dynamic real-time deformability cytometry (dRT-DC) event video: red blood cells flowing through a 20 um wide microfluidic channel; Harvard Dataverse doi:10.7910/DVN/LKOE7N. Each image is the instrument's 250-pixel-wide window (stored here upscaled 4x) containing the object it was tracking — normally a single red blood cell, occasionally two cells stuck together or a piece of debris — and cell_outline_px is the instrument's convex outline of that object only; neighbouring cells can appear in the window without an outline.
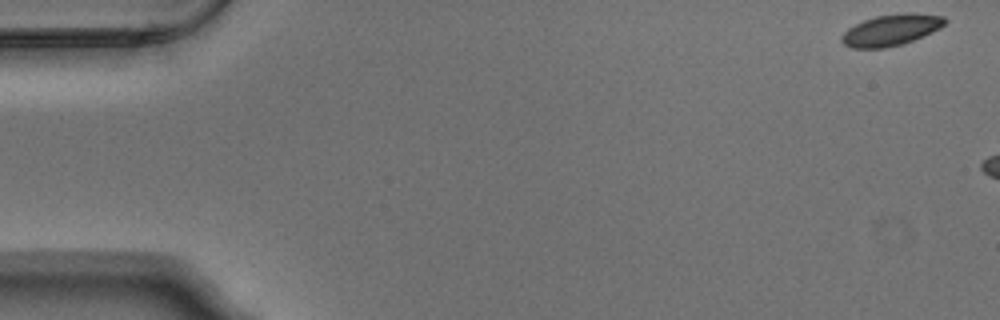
{"species": "Egyptian fruit bat (a non-hibernating species)", "species_latin": "Rousettus aegyptiacus", "temperature_condition": "warm", "stored_images_in_passage": 11, "camera_frame_rate_fps": 3000, "um_per_image_px": 0.085, "animal": {"sex": "male"}, "frame": {"image": 1, "passage_image": 1, "time_ms": 0.0, "image_size_px": [1000, 320], "cell_outline_px": [[948, 20], [940, 28], [932, 32], [912, 40], [900, 44], [884, 48], [852, 48], [844, 44], [840, 40], [840, 36], [848, 28], [864, 20], [876, 16], [904, 12], [912, 12], [944, 16]], "centroid_in_image_um": [75.74, 2.53], "position_along_channel_um": 9.3, "area_um2": 18.79}}